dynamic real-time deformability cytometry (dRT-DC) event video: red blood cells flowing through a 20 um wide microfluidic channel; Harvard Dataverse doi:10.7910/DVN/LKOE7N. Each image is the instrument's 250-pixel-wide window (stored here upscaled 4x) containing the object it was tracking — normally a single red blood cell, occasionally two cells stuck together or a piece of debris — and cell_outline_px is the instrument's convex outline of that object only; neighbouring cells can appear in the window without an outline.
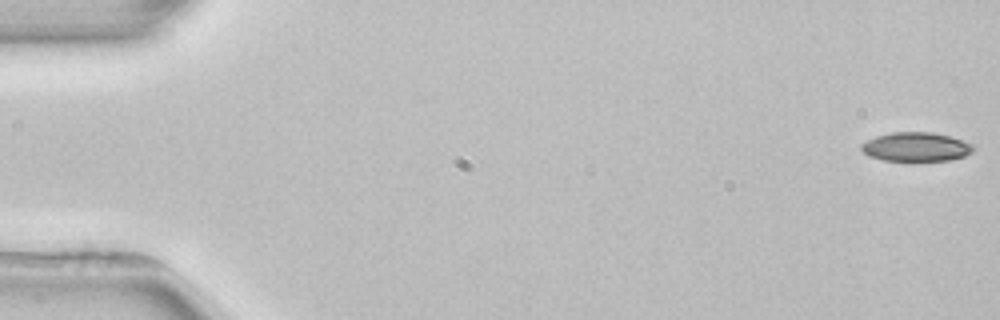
{"species": "common noctule bat (a hibernating species)", "species_latin": "Nyctalus noctula", "temperature_condition": "room temperature", "stored_images_in_passage": 5, "segment_of_instrument_passage": [1, 2], "camera_frame_rate_fps": 3000, "um_per_image_px": 0.085, "animal": {"sex": "female", "body_mass_g": 22.7, "forearm_length_mm": 54.2}, "frame": {"image": 1, "passage_image": 1, "time_ms": 0.0, "image_size_px": [1000, 320], "cell_outline_px": [[976, 148], [972, 152], [964, 156], [948, 160], [884, 160], [868, 156], [860, 148], [860, 144], [876, 136], [892, 132], [932, 132], [948, 136], [972, 144]], "centroid_in_image_um": [77.84, 12.48], "position_along_channel_um": 7.2, "area_um2": 18.73}}
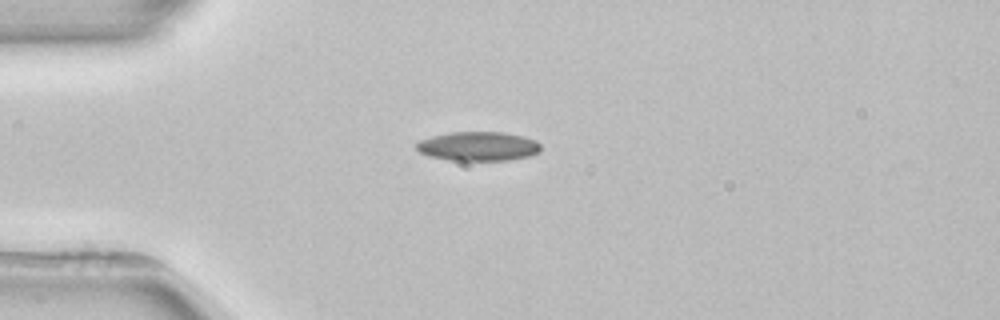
{"frame": {"image": 2, "passage_image": 4, "time_ms": 4.333, "image_size_px": [1000, 320], "cell_outline_px": [[540, 152], [528, 156], [508, 160], [448, 160], [428, 156], [420, 152], [416, 148], [416, 144], [420, 140], [432, 136], [452, 132], [504, 132], [524, 136], [536, 140], [540, 144]], "centroid_in_image_um": [40.66, 12.43], "position_along_channel_um": 44.3, "area_um2": 21.15}}